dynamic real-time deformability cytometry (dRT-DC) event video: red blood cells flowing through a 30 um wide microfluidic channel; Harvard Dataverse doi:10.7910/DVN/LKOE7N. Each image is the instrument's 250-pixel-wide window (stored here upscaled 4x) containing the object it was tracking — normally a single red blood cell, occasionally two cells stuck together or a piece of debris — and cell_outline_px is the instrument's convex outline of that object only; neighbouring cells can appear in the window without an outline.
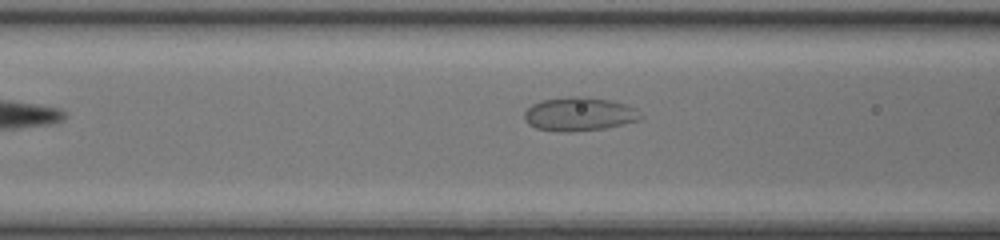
{"species": "common noctule bat (a hibernating species)", "species_latin": "Nyctalus noctula", "temperature_condition": "room temperature", "stored_images_in_passage": 6, "camera_frame_rate_fps": 3000, "um_per_image_px": 0.085, "animal": {"sex": "female", "body_mass_g": 17.0, "forearm_length_mm": 48.0}, "frame": {"image": 1, "passage_image": 5, "time_ms": 1.333, "image_size_px": [1000, 240], "cell_outline_px": [[644, 116], [640, 120], [624, 124], [604, 128], [572, 132], [560, 132], [536, 128], [528, 124], [524, 120], [524, 112], [532, 104], [540, 100], [568, 96], [584, 96], [612, 100], [636, 108]], "centroid_in_image_um": [49.24, 9.69], "position_along_channel_um": 117.4, "area_um2": 23.18}}